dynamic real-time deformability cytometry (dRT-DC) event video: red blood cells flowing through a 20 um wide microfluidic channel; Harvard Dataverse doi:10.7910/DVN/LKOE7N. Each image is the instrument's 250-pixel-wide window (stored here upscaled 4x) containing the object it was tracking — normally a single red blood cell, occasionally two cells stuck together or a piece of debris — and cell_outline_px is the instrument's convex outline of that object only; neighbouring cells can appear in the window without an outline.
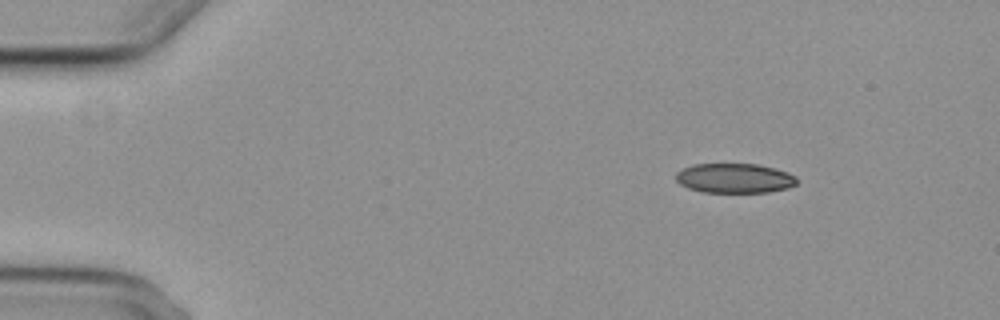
{"species": "common noctule bat (a hibernating species)", "species_latin": "Nyctalus noctula", "temperature_condition": "cold", "stored_images_in_passage": 5, "camera_frame_rate_fps": 3000, "um_per_image_px": 0.085, "animal": {"sex": "female", "body_mass_g": 29.2, "forearm_length_mm": 56.3}, "frame": {"image": 1, "passage_image": 2, "time_ms": 1.333, "image_size_px": [1000, 320], "cell_outline_px": [[796, 184], [788, 188], [768, 192], [700, 192], [688, 188], [680, 184], [676, 180], [676, 172], [692, 164], [756, 164], [788, 172], [796, 176]], "centroid_in_image_um": [62.42, 15.15], "position_along_channel_um": 22.6, "area_um2": 20.87}}
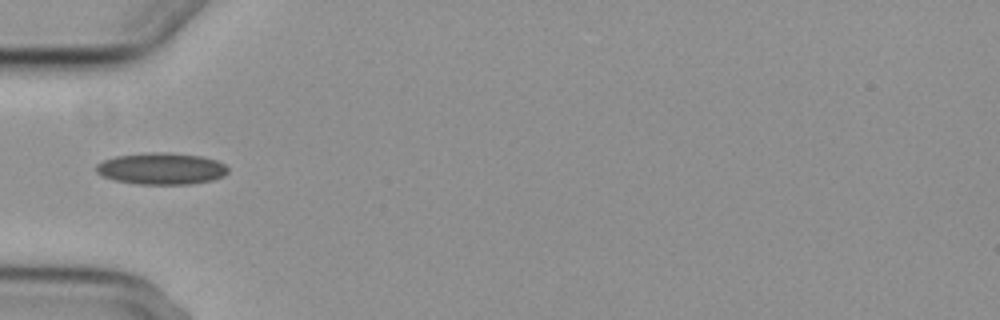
{"frame": {"image": 2, "passage_image": 5, "time_ms": 5.0, "image_size_px": [1000, 320], "cell_outline_px": [[228, 172], [224, 176], [212, 180], [192, 184], [136, 184], [112, 180], [96, 172], [96, 164], [104, 160], [116, 156], [152, 152], [168, 152], [200, 156], [216, 160], [224, 164], [228, 168]], "centroid_in_image_um": [13.72, 14.34], "position_along_channel_um": 71.3, "area_um2": 24.39}}